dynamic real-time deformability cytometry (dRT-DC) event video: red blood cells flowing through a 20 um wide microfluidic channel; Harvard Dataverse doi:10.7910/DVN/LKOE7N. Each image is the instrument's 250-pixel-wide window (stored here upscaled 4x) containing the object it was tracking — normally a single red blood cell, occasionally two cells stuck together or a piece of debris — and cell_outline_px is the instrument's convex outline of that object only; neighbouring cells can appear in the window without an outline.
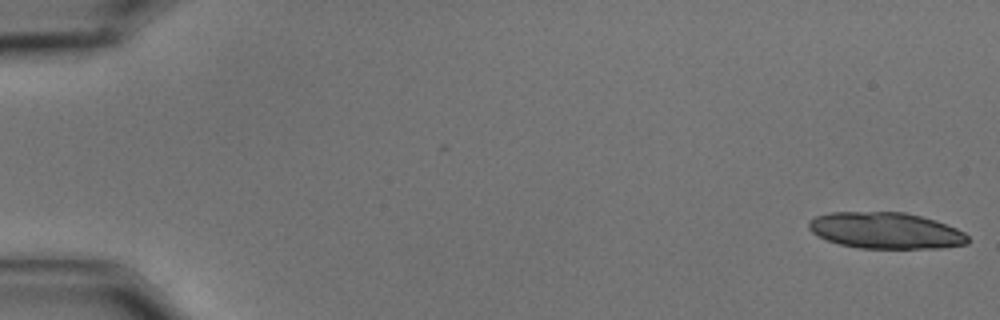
{"species": "common noctule bat (a hibernating species)", "species_latin": "Nyctalus noctula", "temperature_condition": "cold", "stored_images_in_passage": 22, "camera_frame_rate_fps": 3000, "um_per_image_px": 0.085, "animal": {"sex": "male", "body_mass_g": 15.6}, "frame": {"image": 1, "passage_image": 1, "time_ms": 0.0, "image_size_px": [1000, 320], "cell_outline_px": [[968, 244], [940, 248], [860, 248], [840, 244], [828, 240], [812, 232], [808, 228], [808, 220], [816, 216], [832, 212], [904, 212], [936, 220], [956, 228], [964, 232], [968, 236]], "centroid_in_image_um": [75.3, 19.59], "position_along_channel_um": 9.7, "area_um2": 33.58}}